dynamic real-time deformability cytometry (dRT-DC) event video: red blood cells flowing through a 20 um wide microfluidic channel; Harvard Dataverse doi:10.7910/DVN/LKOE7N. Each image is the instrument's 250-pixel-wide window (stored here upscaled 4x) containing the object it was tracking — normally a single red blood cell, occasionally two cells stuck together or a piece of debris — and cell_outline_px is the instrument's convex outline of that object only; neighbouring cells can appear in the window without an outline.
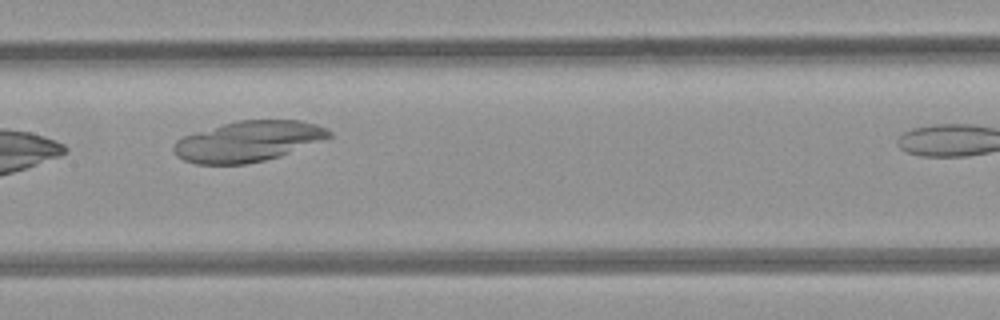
{"species": "common noctule bat (a hibernating species)", "species_latin": "Nyctalus noctula", "temperature_condition": "room temperature", "stored_images_in_passage": 12, "camera_frame_rate_fps": 3000, "um_per_image_px": 0.085, "animal": {"sex": "female", "body_mass_g": 21.9}, "frame": {"image": 1, "passage_image": 10, "time_ms": 11.333, "image_size_px": [1000, 320], "cell_outline_px": [[332, 136], [280, 156], [264, 160], [244, 164], [196, 164], [184, 160], [176, 156], [172, 148], [176, 140], [184, 136], [196, 132], [236, 120], [300, 120], [316, 124], [328, 128], [332, 132]], "centroid_in_image_um": [21.08, 12.01], "position_along_channel_um": 186.3, "area_um2": 36.53}}